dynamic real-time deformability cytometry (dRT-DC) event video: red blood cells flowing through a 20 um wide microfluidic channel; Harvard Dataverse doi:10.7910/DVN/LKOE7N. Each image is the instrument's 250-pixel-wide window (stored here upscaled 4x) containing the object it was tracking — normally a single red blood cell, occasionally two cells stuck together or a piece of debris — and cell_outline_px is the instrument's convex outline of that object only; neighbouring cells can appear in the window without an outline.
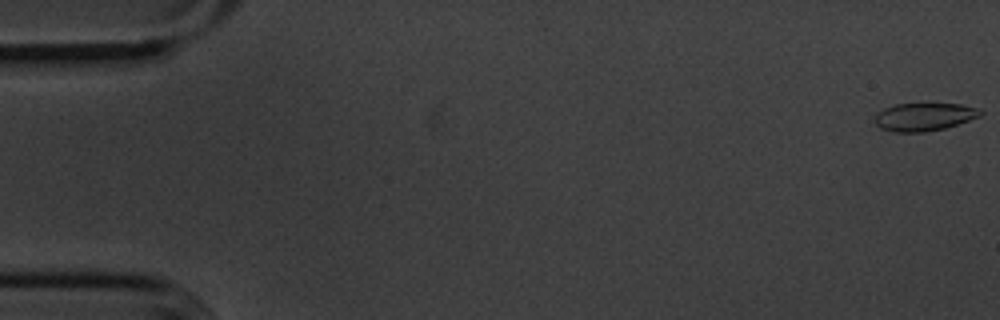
{"species": "common noctule bat (a hibernating species)", "species_latin": "Nyctalus noctula", "temperature_condition": "cold", "stored_images_in_passage": 56, "camera_frame_rate_fps": 3000, "um_per_image_px": 0.085, "animal": {"sex": "male", "body_mass_g": 20.1, "forearm_length_mm": 53.5}, "frame": {"image": 1, "passage_image": 1, "time_ms": 0.0, "image_size_px": [1000, 320], "cell_outline_px": [[984, 112], [980, 116], [944, 128], [924, 132], [892, 132], [880, 128], [872, 120], [876, 112], [884, 108], [896, 104], [960, 104], [976, 108]], "centroid_in_image_um": [78.47, 9.93], "position_along_channel_um": 6.5, "area_um2": 17.17}}
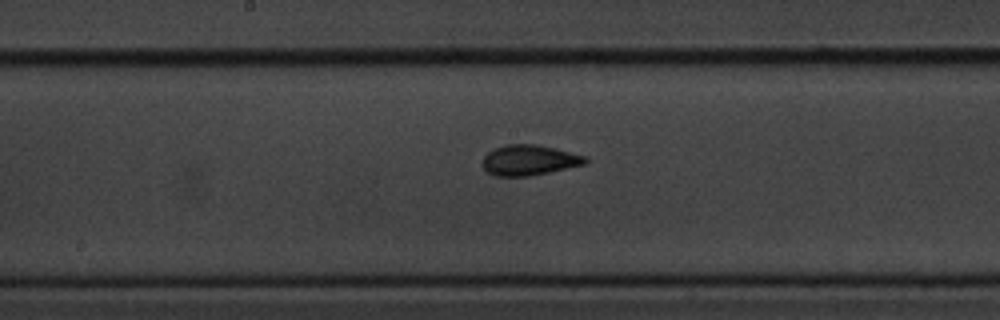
{"frame": {"image": 2, "passage_image": 29, "time_ms": 9.333, "image_size_px": [1000, 320], "cell_outline_px": [[588, 160], [584, 164], [548, 172], [528, 176], [496, 176], [488, 172], [480, 164], [484, 156], [488, 152], [504, 144], [536, 144], [556, 148], [588, 156]], "centroid_in_image_um": [44.97, 13.6], "position_along_channel_um": 203.2, "area_um2": 18.26}}
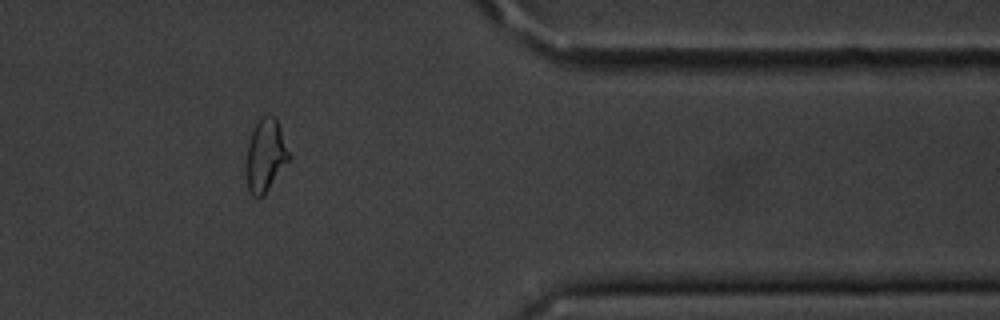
{"frame": {"image": 3, "passage_image": 46, "time_ms": 15.0, "image_size_px": [1000, 320], "cell_outline_px": [[292, 156], [264, 196], [252, 196], [248, 188], [248, 144], [252, 132], [256, 124], [264, 116], [276, 116]], "centroid_in_image_um": [22.63, 13.2], "position_along_channel_um": 388.8, "area_um2": 17.74}, "authors_computed_cell_mechanics": {"area_um2": 18.0914, "velocity_mm_per_s": 3.6178, "shape_relaxation_time_tau1_ms": 5.4502, "shape_relaxation_time_tau2_ms": 1.9652, "deformation_change_tau1": 0.1165, "deformation_change_tau2": 0.0658}}